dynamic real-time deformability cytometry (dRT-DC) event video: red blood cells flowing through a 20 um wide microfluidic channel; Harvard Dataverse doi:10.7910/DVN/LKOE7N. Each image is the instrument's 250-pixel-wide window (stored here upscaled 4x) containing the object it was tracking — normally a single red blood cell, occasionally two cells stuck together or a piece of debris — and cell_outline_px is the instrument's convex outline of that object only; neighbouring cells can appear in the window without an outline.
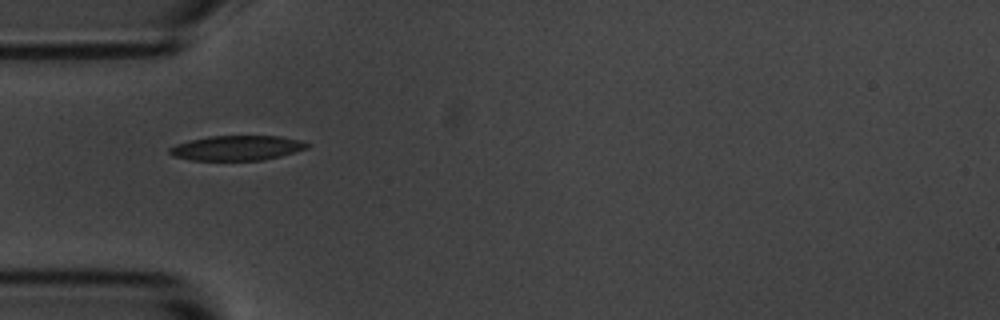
{"species": "common noctule bat (a hibernating species)", "species_latin": "Nyctalus noctula", "temperature_condition": "room temperature", "stored_images_in_passage": 39, "camera_frame_rate_fps": 3000, "um_per_image_px": 0.085, "animal": {"sex": "male", "body_mass_g": 20.1, "forearm_length_mm": 53.5}, "frame": {"image": 1, "passage_image": 1, "time_ms": 0.0, "image_size_px": [1000, 320], "cell_outline_px": [[312, 144], [308, 148], [280, 156], [264, 160], [192, 160], [172, 156], [168, 152], [168, 148], [176, 144], [188, 140], [208, 136], [280, 136], [304, 140]], "centroid_in_image_um": [20.16, 12.57], "position_along_channel_um": 64.8, "area_um2": 20.17}}
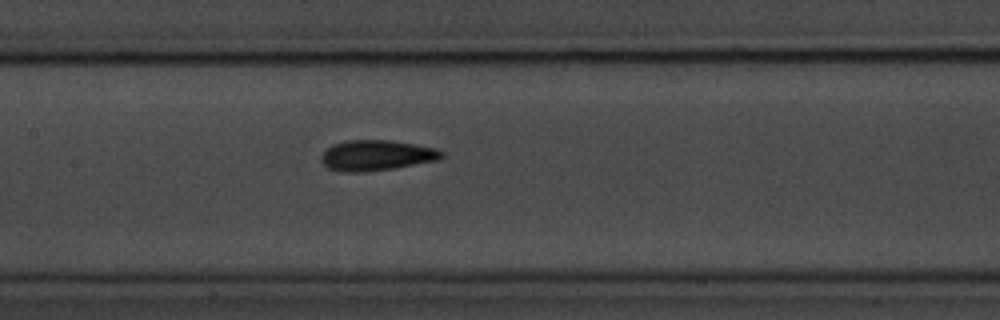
{"frame": {"image": 2, "passage_image": 10, "time_ms": 3.0, "image_size_px": [1000, 320], "cell_outline_px": [[444, 156], [436, 160], [392, 168], [364, 172], [344, 172], [328, 168], [320, 160], [320, 156], [332, 144], [348, 140], [392, 140], [416, 144], [436, 148], [444, 152]], "centroid_in_image_um": [31.99, 13.19], "position_along_channel_um": 175.4, "area_um2": 21.33}}
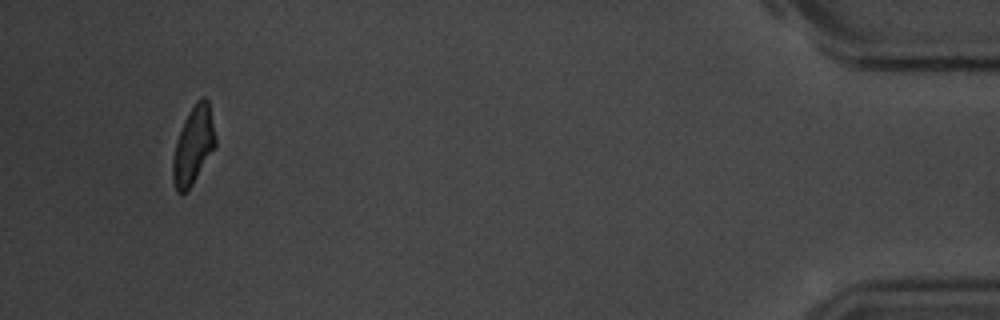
{"frame": {"image": 3, "passage_image": 36, "time_ms": 11.667, "image_size_px": [1000, 320], "cell_outline_px": [[216, 144], [192, 184], [184, 192], [176, 192], [172, 180], [172, 160], [176, 144], [184, 120], [188, 112], [196, 100], [200, 96], [204, 96], [208, 100], [216, 136]], "centroid_in_image_um": [16.43, 12.32], "position_along_channel_um": 418.8, "area_um2": 19.02}, "authors_computed_cell_mechanics": {"area_um2": 20.23, "velocity_mm_per_s": 3.6816, "shape_relaxation_time_tau1_ms": 2.5056, "shape_relaxation_time_tau2_ms": 2.0043, "deformation_change_tau1": 0.1309, "deformation_change_tau2": 0.0847}}